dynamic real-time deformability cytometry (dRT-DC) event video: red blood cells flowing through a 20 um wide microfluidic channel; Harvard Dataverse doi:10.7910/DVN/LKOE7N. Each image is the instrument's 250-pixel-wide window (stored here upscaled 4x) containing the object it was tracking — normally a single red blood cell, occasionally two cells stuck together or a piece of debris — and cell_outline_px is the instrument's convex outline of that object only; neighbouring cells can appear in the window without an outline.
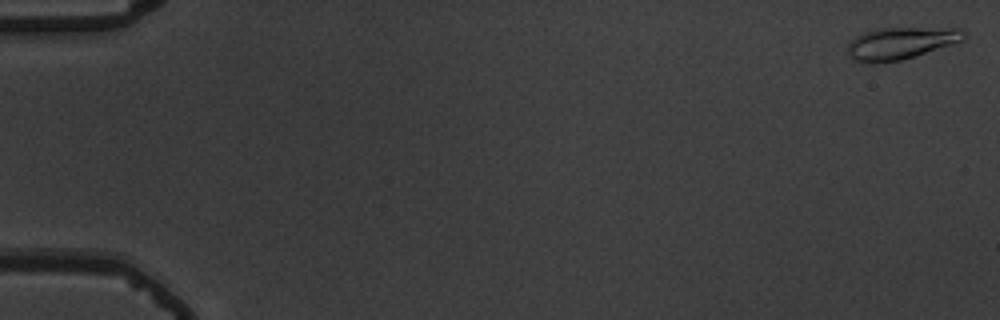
{"species": "common noctule bat (a hibernating species)", "species_latin": "Nyctalus noctula", "temperature_condition": "warm", "stored_images_in_passage": 56, "camera_frame_rate_fps": 3000, "um_per_image_px": 0.085, "animal": {"sex": "male", "body_mass_g": 19.5, "forearm_length_mm": 54.6}, "frame": {"image": 1, "passage_image": 1, "time_ms": 0.0, "image_size_px": [1000, 320], "cell_outline_px": [[968, 36], [964, 40], [952, 44], [900, 60], [856, 60], [848, 52], [848, 44], [856, 36], [864, 32], [884, 28], [964, 28]], "centroid_in_image_um": [76.68, 3.61], "position_along_channel_um": 8.3, "area_um2": 20.87}}
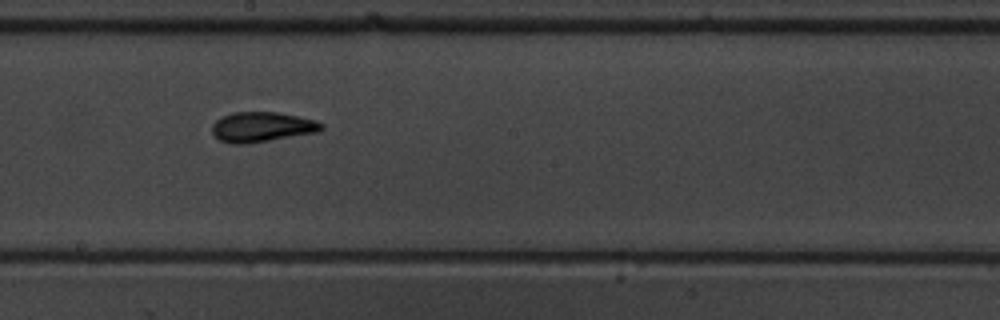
{"frame": {"image": 2, "passage_image": 32, "time_ms": 10.333, "image_size_px": [1000, 320], "cell_outline_px": [[324, 128], [320, 132], [244, 144], [232, 144], [220, 140], [212, 132], [212, 124], [220, 116], [232, 112], [276, 112], [300, 116], [316, 120], [324, 124]], "centroid_in_image_um": [22.28, 10.78], "position_along_channel_um": 225.9, "area_um2": 19.31}}
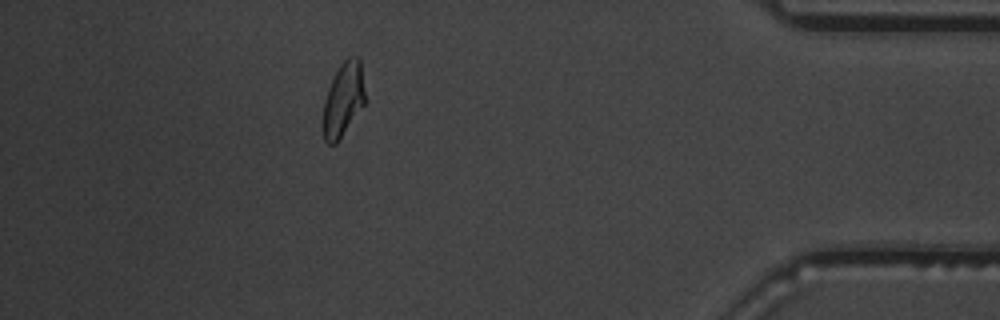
{"frame": {"image": 3, "passage_image": 50, "time_ms": 16.333, "image_size_px": [1000, 320], "cell_outline_px": [[364, 104], [336, 144], [328, 144], [324, 140], [320, 124], [324, 100], [328, 88], [340, 64], [348, 56], [356, 56], [360, 60], [364, 92]], "centroid_in_image_um": [29.12, 8.5], "position_along_channel_um": 406.1, "area_um2": 18.21}, "authors_computed_cell_mechanics": {"area_um2": 18.7561, "velocity_mm_per_s": 3.6943, "shape_relaxation_time_tau1_ms": 8.1122, "shape_relaxation_time_tau2_ms": 2.232, "deformation_change_tau1": 0.2442, "deformation_change_tau2": 0.0951}}